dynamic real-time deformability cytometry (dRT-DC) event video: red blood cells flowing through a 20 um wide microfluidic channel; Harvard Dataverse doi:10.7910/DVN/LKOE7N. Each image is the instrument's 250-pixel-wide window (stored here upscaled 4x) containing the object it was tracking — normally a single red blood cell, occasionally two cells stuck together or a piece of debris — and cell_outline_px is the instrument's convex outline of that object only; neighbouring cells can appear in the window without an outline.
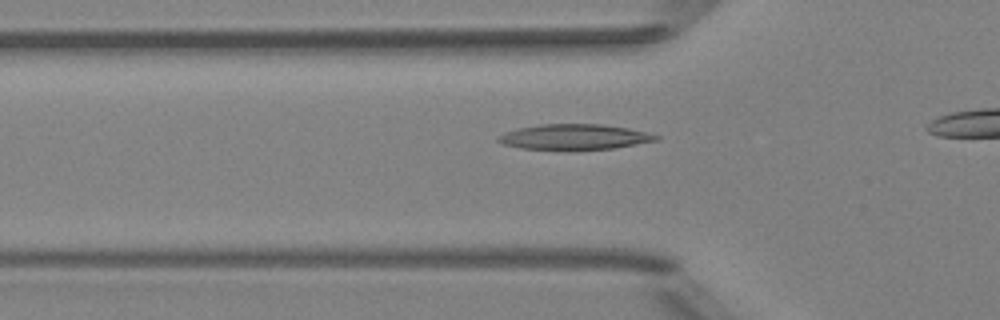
{"species": "Egyptian fruit bat (a non-hibernating species)", "species_latin": "Rousettus aegyptiacus", "temperature_condition": "room temperature", "stored_images_in_passage": 19, "camera_frame_rate_fps": 3000, "um_per_image_px": 0.085, "animal": {"sex": "female"}, "frame": {"image": 1, "passage_image": 4, "time_ms": 1.0, "image_size_px": [1000, 320], "cell_outline_px": [[660, 140], [612, 148], [572, 152], [520, 148], [504, 144], [496, 140], [496, 136], [504, 132], [516, 128], [540, 124], [600, 124], [628, 128], [660, 136]], "centroid_in_image_um": [48.76, 11.67], "position_along_channel_um": 77.0, "area_um2": 24.1}}
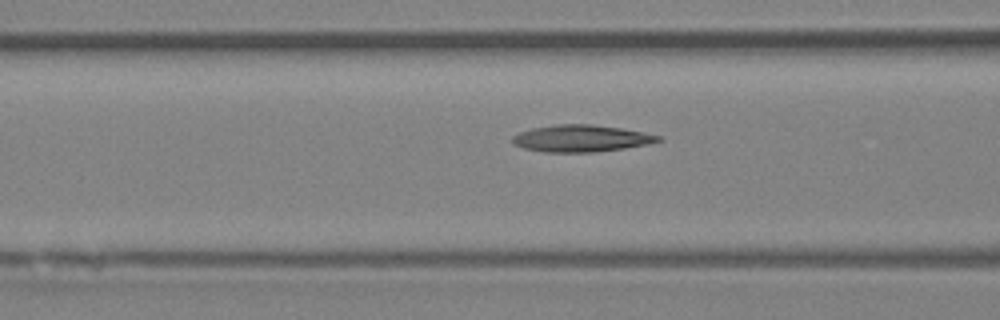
{"frame": {"image": 2, "passage_image": 7, "time_ms": 2.0, "image_size_px": [1000, 320], "cell_outline_px": [[664, 140], [648, 144], [624, 148], [592, 152], [544, 152], [524, 148], [512, 144], [512, 136], [520, 132], [532, 128], [556, 124], [592, 124], [620, 128], [644, 132], [660, 136]], "centroid_in_image_um": [49.39, 11.76], "position_along_channel_um": 117.2, "area_um2": 22.83}}
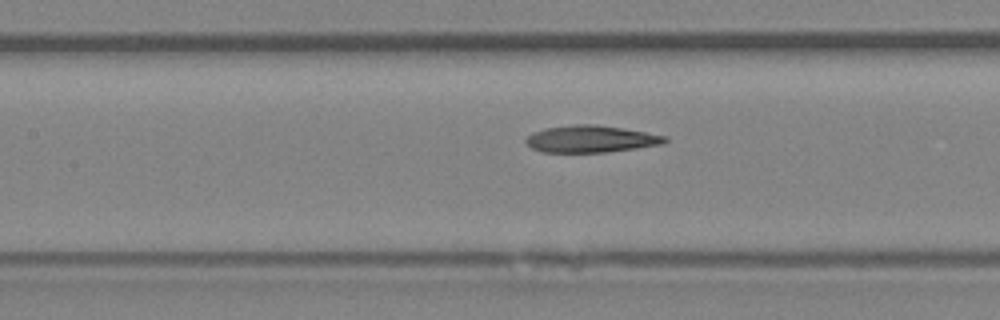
{"frame": {"image": 3, "passage_image": 10, "time_ms": 3.0, "image_size_px": [1000, 320], "cell_outline_px": [[668, 140], [664, 144], [636, 148], [604, 152], [540, 152], [532, 148], [524, 140], [532, 132], [544, 128], [576, 124], [596, 124], [668, 136]], "centroid_in_image_um": [50.21, 11.81], "position_along_channel_um": 157.2, "area_um2": 21.79}}